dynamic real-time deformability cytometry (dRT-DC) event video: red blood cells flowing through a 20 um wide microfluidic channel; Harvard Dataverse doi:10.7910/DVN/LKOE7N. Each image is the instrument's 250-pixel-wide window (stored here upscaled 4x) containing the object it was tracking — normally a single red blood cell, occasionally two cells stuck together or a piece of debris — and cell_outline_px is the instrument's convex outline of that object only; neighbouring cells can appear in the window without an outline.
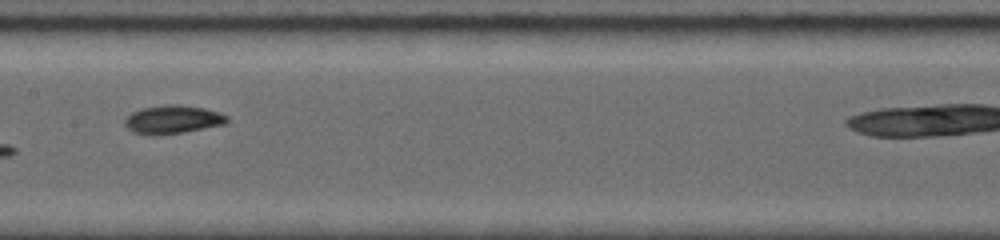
{"species": "common noctule bat (a hibernating species)", "species_latin": "Nyctalus noctula", "temperature_condition": "room temperature", "stored_images_in_passage": 14, "camera_frame_rate_fps": 5000, "um_per_image_px": 0.085, "animal": {"sex": "female", "body_mass_g": 19.0, "forearm_length_mm": 56.7}, "frame": {"image": 1, "passage_image": 10, "time_ms": 5.8, "image_size_px": [1000, 240], "cell_outline_px": [[228, 124], [184, 132], [132, 132], [124, 124], [124, 120], [132, 112], [140, 108], [168, 104], [180, 104], [204, 108], [220, 112], [228, 116]], "centroid_in_image_um": [14.76, 10.1], "position_along_channel_um": 192.6, "area_um2": 16.47}}